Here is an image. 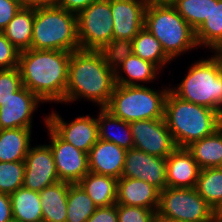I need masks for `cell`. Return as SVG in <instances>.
<instances>
[{
	"label": "cell",
	"mask_w": 222,
	"mask_h": 222,
	"mask_svg": "<svg viewBox=\"0 0 222 222\" xmlns=\"http://www.w3.org/2000/svg\"><path fill=\"white\" fill-rule=\"evenodd\" d=\"M116 86L112 55L109 51L78 49L71 52L64 103L80 98L106 108Z\"/></svg>",
	"instance_id": "1"
},
{
	"label": "cell",
	"mask_w": 222,
	"mask_h": 222,
	"mask_svg": "<svg viewBox=\"0 0 222 222\" xmlns=\"http://www.w3.org/2000/svg\"><path fill=\"white\" fill-rule=\"evenodd\" d=\"M71 52L29 49L20 52L22 85L44 102L64 103Z\"/></svg>",
	"instance_id": "2"
},
{
	"label": "cell",
	"mask_w": 222,
	"mask_h": 222,
	"mask_svg": "<svg viewBox=\"0 0 222 222\" xmlns=\"http://www.w3.org/2000/svg\"><path fill=\"white\" fill-rule=\"evenodd\" d=\"M164 120L179 148H186L222 127L219 112L185 101L171 90L165 101Z\"/></svg>",
	"instance_id": "3"
},
{
	"label": "cell",
	"mask_w": 222,
	"mask_h": 222,
	"mask_svg": "<svg viewBox=\"0 0 222 222\" xmlns=\"http://www.w3.org/2000/svg\"><path fill=\"white\" fill-rule=\"evenodd\" d=\"M31 49L66 52L80 49L77 14L56 5L34 7Z\"/></svg>",
	"instance_id": "4"
},
{
	"label": "cell",
	"mask_w": 222,
	"mask_h": 222,
	"mask_svg": "<svg viewBox=\"0 0 222 222\" xmlns=\"http://www.w3.org/2000/svg\"><path fill=\"white\" fill-rule=\"evenodd\" d=\"M144 27L157 38L172 61L194 47L197 49L194 29L172 5L148 4Z\"/></svg>",
	"instance_id": "5"
},
{
	"label": "cell",
	"mask_w": 222,
	"mask_h": 222,
	"mask_svg": "<svg viewBox=\"0 0 222 222\" xmlns=\"http://www.w3.org/2000/svg\"><path fill=\"white\" fill-rule=\"evenodd\" d=\"M170 90L185 101L222 115V73L213 55L193 63L180 84Z\"/></svg>",
	"instance_id": "6"
},
{
	"label": "cell",
	"mask_w": 222,
	"mask_h": 222,
	"mask_svg": "<svg viewBox=\"0 0 222 222\" xmlns=\"http://www.w3.org/2000/svg\"><path fill=\"white\" fill-rule=\"evenodd\" d=\"M170 87L154 90L144 86L116 84L106 109L128 122L164 118L165 101Z\"/></svg>",
	"instance_id": "7"
},
{
	"label": "cell",
	"mask_w": 222,
	"mask_h": 222,
	"mask_svg": "<svg viewBox=\"0 0 222 222\" xmlns=\"http://www.w3.org/2000/svg\"><path fill=\"white\" fill-rule=\"evenodd\" d=\"M158 222H214V209L195 188L166 187L160 191Z\"/></svg>",
	"instance_id": "8"
},
{
	"label": "cell",
	"mask_w": 222,
	"mask_h": 222,
	"mask_svg": "<svg viewBox=\"0 0 222 222\" xmlns=\"http://www.w3.org/2000/svg\"><path fill=\"white\" fill-rule=\"evenodd\" d=\"M78 40L83 50H113L111 0H97L77 14Z\"/></svg>",
	"instance_id": "9"
},
{
	"label": "cell",
	"mask_w": 222,
	"mask_h": 222,
	"mask_svg": "<svg viewBox=\"0 0 222 222\" xmlns=\"http://www.w3.org/2000/svg\"><path fill=\"white\" fill-rule=\"evenodd\" d=\"M44 122L50 137L49 146L53 153L59 180L70 184L78 183L89 172L88 154L64 141L47 124V116Z\"/></svg>",
	"instance_id": "10"
},
{
	"label": "cell",
	"mask_w": 222,
	"mask_h": 222,
	"mask_svg": "<svg viewBox=\"0 0 222 222\" xmlns=\"http://www.w3.org/2000/svg\"><path fill=\"white\" fill-rule=\"evenodd\" d=\"M145 0H111L113 50L126 47L144 27Z\"/></svg>",
	"instance_id": "11"
},
{
	"label": "cell",
	"mask_w": 222,
	"mask_h": 222,
	"mask_svg": "<svg viewBox=\"0 0 222 222\" xmlns=\"http://www.w3.org/2000/svg\"><path fill=\"white\" fill-rule=\"evenodd\" d=\"M130 127L133 147L149 155L167 158L177 148L164 118L134 121Z\"/></svg>",
	"instance_id": "12"
},
{
	"label": "cell",
	"mask_w": 222,
	"mask_h": 222,
	"mask_svg": "<svg viewBox=\"0 0 222 222\" xmlns=\"http://www.w3.org/2000/svg\"><path fill=\"white\" fill-rule=\"evenodd\" d=\"M47 124L64 141L87 154L99 139L97 118L90 115L78 116L68 123L56 111H53L47 115Z\"/></svg>",
	"instance_id": "13"
},
{
	"label": "cell",
	"mask_w": 222,
	"mask_h": 222,
	"mask_svg": "<svg viewBox=\"0 0 222 222\" xmlns=\"http://www.w3.org/2000/svg\"><path fill=\"white\" fill-rule=\"evenodd\" d=\"M58 181L60 180L50 146L48 144L30 146L25 157L23 187L40 192Z\"/></svg>",
	"instance_id": "14"
},
{
	"label": "cell",
	"mask_w": 222,
	"mask_h": 222,
	"mask_svg": "<svg viewBox=\"0 0 222 222\" xmlns=\"http://www.w3.org/2000/svg\"><path fill=\"white\" fill-rule=\"evenodd\" d=\"M124 160L121 177L144 180L160 191L167 187L166 158L149 155L133 147L126 150Z\"/></svg>",
	"instance_id": "15"
},
{
	"label": "cell",
	"mask_w": 222,
	"mask_h": 222,
	"mask_svg": "<svg viewBox=\"0 0 222 222\" xmlns=\"http://www.w3.org/2000/svg\"><path fill=\"white\" fill-rule=\"evenodd\" d=\"M116 84L123 86H144L156 79L158 68L133 54L126 47H119L111 52ZM125 73L126 77L123 76ZM140 82V83H139Z\"/></svg>",
	"instance_id": "16"
},
{
	"label": "cell",
	"mask_w": 222,
	"mask_h": 222,
	"mask_svg": "<svg viewBox=\"0 0 222 222\" xmlns=\"http://www.w3.org/2000/svg\"><path fill=\"white\" fill-rule=\"evenodd\" d=\"M43 101L29 89L22 86L12 97L0 105V130L32 129V115Z\"/></svg>",
	"instance_id": "17"
},
{
	"label": "cell",
	"mask_w": 222,
	"mask_h": 222,
	"mask_svg": "<svg viewBox=\"0 0 222 222\" xmlns=\"http://www.w3.org/2000/svg\"><path fill=\"white\" fill-rule=\"evenodd\" d=\"M201 168L187 148L177 147L166 158L167 187L195 188Z\"/></svg>",
	"instance_id": "18"
},
{
	"label": "cell",
	"mask_w": 222,
	"mask_h": 222,
	"mask_svg": "<svg viewBox=\"0 0 222 222\" xmlns=\"http://www.w3.org/2000/svg\"><path fill=\"white\" fill-rule=\"evenodd\" d=\"M160 190L144 180L120 177L118 179L117 202L125 206H138L157 213Z\"/></svg>",
	"instance_id": "19"
},
{
	"label": "cell",
	"mask_w": 222,
	"mask_h": 222,
	"mask_svg": "<svg viewBox=\"0 0 222 222\" xmlns=\"http://www.w3.org/2000/svg\"><path fill=\"white\" fill-rule=\"evenodd\" d=\"M126 150L115 143L100 140L88 153L89 171L119 179L122 175Z\"/></svg>",
	"instance_id": "20"
},
{
	"label": "cell",
	"mask_w": 222,
	"mask_h": 222,
	"mask_svg": "<svg viewBox=\"0 0 222 222\" xmlns=\"http://www.w3.org/2000/svg\"><path fill=\"white\" fill-rule=\"evenodd\" d=\"M70 183L58 181L39 192L43 222H66Z\"/></svg>",
	"instance_id": "21"
},
{
	"label": "cell",
	"mask_w": 222,
	"mask_h": 222,
	"mask_svg": "<svg viewBox=\"0 0 222 222\" xmlns=\"http://www.w3.org/2000/svg\"><path fill=\"white\" fill-rule=\"evenodd\" d=\"M97 207H107L117 202L118 179L88 172L78 182Z\"/></svg>",
	"instance_id": "22"
},
{
	"label": "cell",
	"mask_w": 222,
	"mask_h": 222,
	"mask_svg": "<svg viewBox=\"0 0 222 222\" xmlns=\"http://www.w3.org/2000/svg\"><path fill=\"white\" fill-rule=\"evenodd\" d=\"M97 116L98 138L100 140L115 143L119 147L129 150L133 148L134 141L130 123L114 116L106 108H99ZM112 128H118L117 132L110 131Z\"/></svg>",
	"instance_id": "23"
},
{
	"label": "cell",
	"mask_w": 222,
	"mask_h": 222,
	"mask_svg": "<svg viewBox=\"0 0 222 222\" xmlns=\"http://www.w3.org/2000/svg\"><path fill=\"white\" fill-rule=\"evenodd\" d=\"M31 135L29 128L0 130V162L25 161L31 146Z\"/></svg>",
	"instance_id": "24"
},
{
	"label": "cell",
	"mask_w": 222,
	"mask_h": 222,
	"mask_svg": "<svg viewBox=\"0 0 222 222\" xmlns=\"http://www.w3.org/2000/svg\"><path fill=\"white\" fill-rule=\"evenodd\" d=\"M34 7L22 6L7 26L1 31L20 51L31 49Z\"/></svg>",
	"instance_id": "25"
},
{
	"label": "cell",
	"mask_w": 222,
	"mask_h": 222,
	"mask_svg": "<svg viewBox=\"0 0 222 222\" xmlns=\"http://www.w3.org/2000/svg\"><path fill=\"white\" fill-rule=\"evenodd\" d=\"M136 56L154 64L159 71L163 66L172 61L164 52L161 43L145 27H143L135 38L126 46Z\"/></svg>",
	"instance_id": "26"
},
{
	"label": "cell",
	"mask_w": 222,
	"mask_h": 222,
	"mask_svg": "<svg viewBox=\"0 0 222 222\" xmlns=\"http://www.w3.org/2000/svg\"><path fill=\"white\" fill-rule=\"evenodd\" d=\"M13 220L43 222L41 199L38 191L21 187L10 194Z\"/></svg>",
	"instance_id": "27"
},
{
	"label": "cell",
	"mask_w": 222,
	"mask_h": 222,
	"mask_svg": "<svg viewBox=\"0 0 222 222\" xmlns=\"http://www.w3.org/2000/svg\"><path fill=\"white\" fill-rule=\"evenodd\" d=\"M186 148L201 169L217 168L222 162V127Z\"/></svg>",
	"instance_id": "28"
},
{
	"label": "cell",
	"mask_w": 222,
	"mask_h": 222,
	"mask_svg": "<svg viewBox=\"0 0 222 222\" xmlns=\"http://www.w3.org/2000/svg\"><path fill=\"white\" fill-rule=\"evenodd\" d=\"M199 47L213 49L222 46V0H211V11L207 20L195 31Z\"/></svg>",
	"instance_id": "29"
},
{
	"label": "cell",
	"mask_w": 222,
	"mask_h": 222,
	"mask_svg": "<svg viewBox=\"0 0 222 222\" xmlns=\"http://www.w3.org/2000/svg\"><path fill=\"white\" fill-rule=\"evenodd\" d=\"M97 206L78 184H70L67 196L66 222H86Z\"/></svg>",
	"instance_id": "30"
},
{
	"label": "cell",
	"mask_w": 222,
	"mask_h": 222,
	"mask_svg": "<svg viewBox=\"0 0 222 222\" xmlns=\"http://www.w3.org/2000/svg\"><path fill=\"white\" fill-rule=\"evenodd\" d=\"M195 189L215 210L222 203V171L218 168L201 169Z\"/></svg>",
	"instance_id": "31"
},
{
	"label": "cell",
	"mask_w": 222,
	"mask_h": 222,
	"mask_svg": "<svg viewBox=\"0 0 222 222\" xmlns=\"http://www.w3.org/2000/svg\"><path fill=\"white\" fill-rule=\"evenodd\" d=\"M172 6L196 31L210 15L211 0H177Z\"/></svg>",
	"instance_id": "32"
},
{
	"label": "cell",
	"mask_w": 222,
	"mask_h": 222,
	"mask_svg": "<svg viewBox=\"0 0 222 222\" xmlns=\"http://www.w3.org/2000/svg\"><path fill=\"white\" fill-rule=\"evenodd\" d=\"M25 161L0 162V193L11 194L23 187Z\"/></svg>",
	"instance_id": "33"
},
{
	"label": "cell",
	"mask_w": 222,
	"mask_h": 222,
	"mask_svg": "<svg viewBox=\"0 0 222 222\" xmlns=\"http://www.w3.org/2000/svg\"><path fill=\"white\" fill-rule=\"evenodd\" d=\"M22 86L18 67L0 70V105L7 102L12 97V94Z\"/></svg>",
	"instance_id": "34"
},
{
	"label": "cell",
	"mask_w": 222,
	"mask_h": 222,
	"mask_svg": "<svg viewBox=\"0 0 222 222\" xmlns=\"http://www.w3.org/2000/svg\"><path fill=\"white\" fill-rule=\"evenodd\" d=\"M118 222H158L157 213L138 206L117 204Z\"/></svg>",
	"instance_id": "35"
},
{
	"label": "cell",
	"mask_w": 222,
	"mask_h": 222,
	"mask_svg": "<svg viewBox=\"0 0 222 222\" xmlns=\"http://www.w3.org/2000/svg\"><path fill=\"white\" fill-rule=\"evenodd\" d=\"M20 51L0 31V70L18 67Z\"/></svg>",
	"instance_id": "36"
},
{
	"label": "cell",
	"mask_w": 222,
	"mask_h": 222,
	"mask_svg": "<svg viewBox=\"0 0 222 222\" xmlns=\"http://www.w3.org/2000/svg\"><path fill=\"white\" fill-rule=\"evenodd\" d=\"M22 7L19 0H0V31H2Z\"/></svg>",
	"instance_id": "37"
},
{
	"label": "cell",
	"mask_w": 222,
	"mask_h": 222,
	"mask_svg": "<svg viewBox=\"0 0 222 222\" xmlns=\"http://www.w3.org/2000/svg\"><path fill=\"white\" fill-rule=\"evenodd\" d=\"M86 222H118L117 204L107 207H97Z\"/></svg>",
	"instance_id": "38"
},
{
	"label": "cell",
	"mask_w": 222,
	"mask_h": 222,
	"mask_svg": "<svg viewBox=\"0 0 222 222\" xmlns=\"http://www.w3.org/2000/svg\"><path fill=\"white\" fill-rule=\"evenodd\" d=\"M94 1L97 0H57L55 5L69 12L78 14Z\"/></svg>",
	"instance_id": "39"
},
{
	"label": "cell",
	"mask_w": 222,
	"mask_h": 222,
	"mask_svg": "<svg viewBox=\"0 0 222 222\" xmlns=\"http://www.w3.org/2000/svg\"><path fill=\"white\" fill-rule=\"evenodd\" d=\"M13 220L10 194L0 193V222Z\"/></svg>",
	"instance_id": "40"
},
{
	"label": "cell",
	"mask_w": 222,
	"mask_h": 222,
	"mask_svg": "<svg viewBox=\"0 0 222 222\" xmlns=\"http://www.w3.org/2000/svg\"><path fill=\"white\" fill-rule=\"evenodd\" d=\"M22 6L37 7L55 5L57 0H19Z\"/></svg>",
	"instance_id": "41"
},
{
	"label": "cell",
	"mask_w": 222,
	"mask_h": 222,
	"mask_svg": "<svg viewBox=\"0 0 222 222\" xmlns=\"http://www.w3.org/2000/svg\"><path fill=\"white\" fill-rule=\"evenodd\" d=\"M211 51L215 53L213 55V57L218 62L220 70H221V73H222V46L215 47Z\"/></svg>",
	"instance_id": "42"
},
{
	"label": "cell",
	"mask_w": 222,
	"mask_h": 222,
	"mask_svg": "<svg viewBox=\"0 0 222 222\" xmlns=\"http://www.w3.org/2000/svg\"><path fill=\"white\" fill-rule=\"evenodd\" d=\"M214 222H222V203L214 210Z\"/></svg>",
	"instance_id": "43"
},
{
	"label": "cell",
	"mask_w": 222,
	"mask_h": 222,
	"mask_svg": "<svg viewBox=\"0 0 222 222\" xmlns=\"http://www.w3.org/2000/svg\"><path fill=\"white\" fill-rule=\"evenodd\" d=\"M147 4H163L169 5V0H145Z\"/></svg>",
	"instance_id": "44"
},
{
	"label": "cell",
	"mask_w": 222,
	"mask_h": 222,
	"mask_svg": "<svg viewBox=\"0 0 222 222\" xmlns=\"http://www.w3.org/2000/svg\"><path fill=\"white\" fill-rule=\"evenodd\" d=\"M177 0H169V5H172L173 3H175Z\"/></svg>",
	"instance_id": "45"
},
{
	"label": "cell",
	"mask_w": 222,
	"mask_h": 222,
	"mask_svg": "<svg viewBox=\"0 0 222 222\" xmlns=\"http://www.w3.org/2000/svg\"><path fill=\"white\" fill-rule=\"evenodd\" d=\"M220 171H222V162L217 167Z\"/></svg>",
	"instance_id": "46"
}]
</instances>
